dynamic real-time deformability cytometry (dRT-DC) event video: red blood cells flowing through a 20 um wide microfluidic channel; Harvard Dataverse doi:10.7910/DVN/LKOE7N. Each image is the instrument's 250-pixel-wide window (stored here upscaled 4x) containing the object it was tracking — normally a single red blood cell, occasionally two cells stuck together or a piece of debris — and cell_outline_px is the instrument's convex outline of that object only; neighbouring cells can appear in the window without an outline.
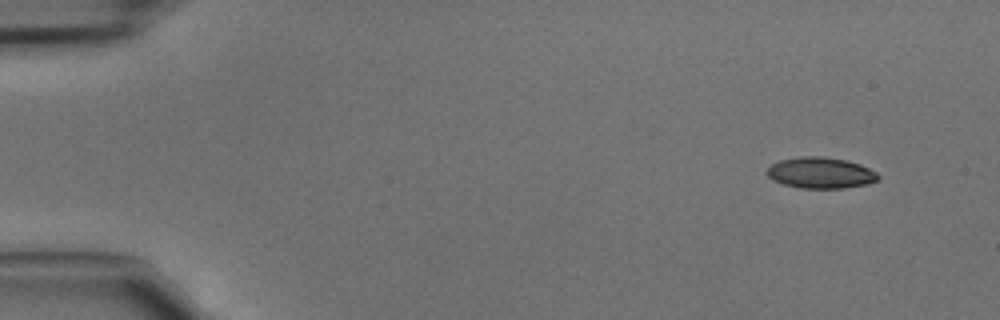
{"species": "common noctule bat (a hibernating species)", "species_latin": "Nyctalus noctula", "temperature_condition": "cold", "stored_images_in_passage": 11, "camera_frame_rate_fps": 3000, "um_per_image_px": 0.085, "animal": {"sex": "male", "body_mass_g": 15.6}, "frame": {"image": 1, "passage_image": 1, "time_ms": 0.0, "image_size_px": [1000, 320], "cell_outline_px": [[880, 180], [868, 184], [844, 188], [800, 188], [784, 184], [772, 180], [764, 172], [772, 164], [780, 160], [800, 156], [820, 156], [844, 160], [860, 164], [876, 172], [880, 176]], "centroid_in_image_um": [69.75, 14.7], "position_along_channel_um": 15.2, "area_um2": 20.23}}